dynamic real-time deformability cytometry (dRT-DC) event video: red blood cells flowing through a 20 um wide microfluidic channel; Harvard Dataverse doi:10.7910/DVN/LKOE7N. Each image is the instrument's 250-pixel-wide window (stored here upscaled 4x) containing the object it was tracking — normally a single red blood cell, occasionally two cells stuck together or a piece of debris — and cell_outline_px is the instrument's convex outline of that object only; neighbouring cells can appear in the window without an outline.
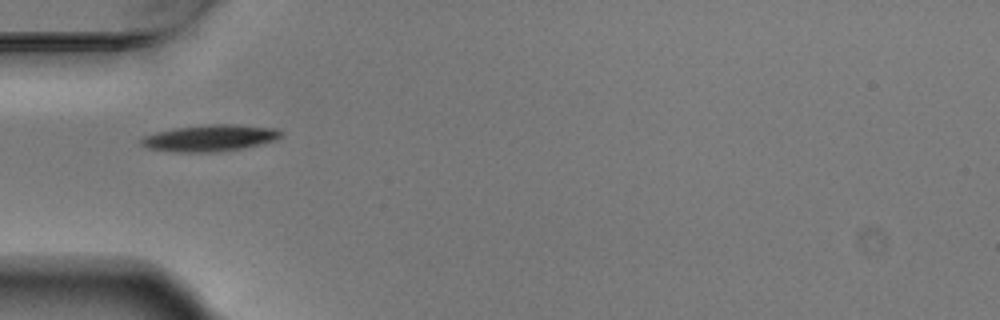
{"species": "Egyptian fruit bat (a non-hibernating species)", "species_latin": "Rousettus aegyptiacus", "temperature_condition": "warm", "stored_images_in_passage": 3, "camera_frame_rate_fps": 3000, "um_per_image_px": 0.085, "animal": {"sex": "male"}, "frame": {"image": 1, "passage_image": 1, "time_ms": 0.0, "image_size_px": [1000, 320], "cell_outline_px": [[280, 136], [272, 140], [260, 144], [240, 148], [216, 152], [176, 152], [148, 148], [140, 144], [140, 140], [144, 136], [156, 132], [176, 128], [212, 124], [232, 124], [276, 128], [280, 132]], "centroid_in_image_um": [17.79, 11.73], "position_along_channel_um": 67.2, "area_um2": 21.21}}
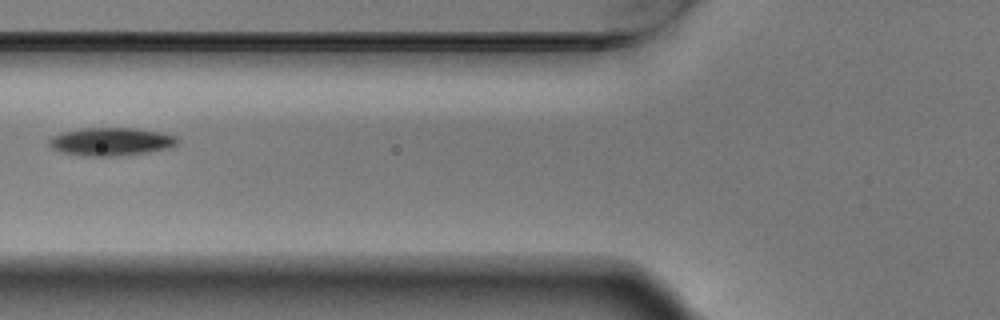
{"frame": {"image": 2, "passage_image": 2, "time_ms": 0.333, "image_size_px": [1000, 320], "cell_outline_px": [[180, 140], [172, 148], [148, 152], [116, 156], [84, 156], [64, 152], [52, 148], [48, 144], [48, 140], [52, 136], [64, 132], [84, 128], [132, 128], [160, 132], [176, 136]], "centroid_in_image_um": [9.47, 12.04], "position_along_channel_um": 116.3, "area_um2": 20.92}}
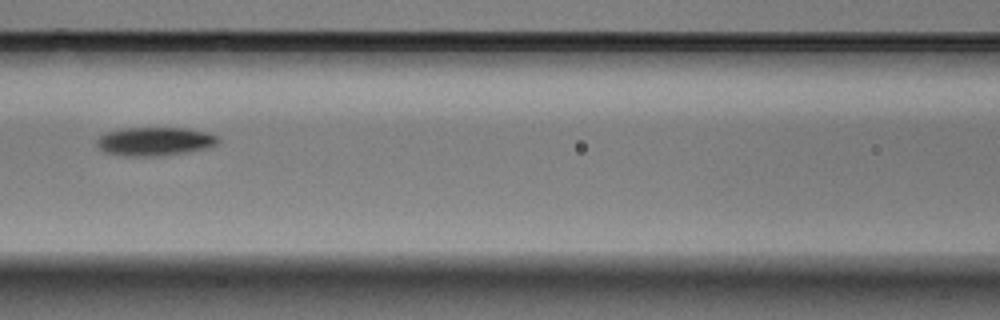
{"frame": {"image": 3, "passage_image": 3, "time_ms": 0.667, "image_size_px": [1000, 320], "cell_outline_px": [[220, 140], [216, 144], [208, 148], [188, 152], [160, 156], [124, 156], [104, 152], [96, 144], [96, 140], [104, 132], [120, 128], [188, 128], [204, 132], [216, 136]], "centroid_in_image_um": [13.12, 12.02], "position_along_channel_um": 153.5, "area_um2": 20.35}}